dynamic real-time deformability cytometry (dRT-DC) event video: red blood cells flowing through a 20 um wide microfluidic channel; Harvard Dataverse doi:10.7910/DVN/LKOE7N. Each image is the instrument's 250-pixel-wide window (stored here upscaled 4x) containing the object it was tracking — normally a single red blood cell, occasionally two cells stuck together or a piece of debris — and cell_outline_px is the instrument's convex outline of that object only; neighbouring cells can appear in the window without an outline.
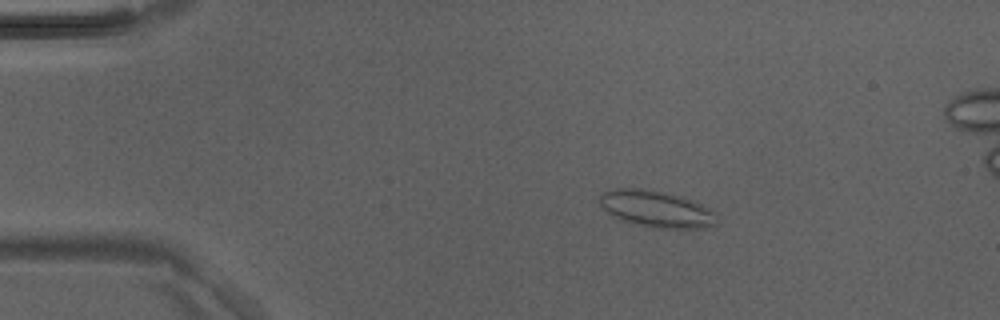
{"species": "Egyptian fruit bat (a non-hibernating species)", "species_latin": "Rousettus aegyptiacus", "temperature_condition": "room temperature", "stored_images_in_passage": 4, "camera_frame_rate_fps": 3000, "um_per_image_px": 0.085, "animal": {"sex": "male"}, "frame": {"image": 1, "passage_image": 2, "time_ms": 0.333, "image_size_px": [1000, 320], "cell_outline_px": [[716, 224], [704, 228], [652, 228], [620, 220], [608, 212], [600, 204], [600, 196], [604, 192], [616, 188], [644, 188], [684, 196], [716, 212]], "centroid_in_image_um": [55.81, 17.76], "position_along_channel_um": 29.2, "area_um2": 25.03}}